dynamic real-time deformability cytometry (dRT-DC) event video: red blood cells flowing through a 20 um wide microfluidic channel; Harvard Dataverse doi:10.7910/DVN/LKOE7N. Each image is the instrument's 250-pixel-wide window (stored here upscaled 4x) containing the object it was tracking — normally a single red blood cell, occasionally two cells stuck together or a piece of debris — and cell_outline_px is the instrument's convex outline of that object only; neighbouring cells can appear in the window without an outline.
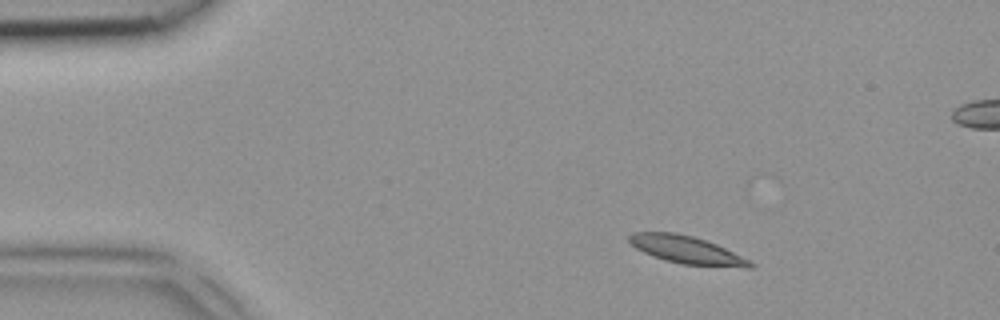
{"species": "common noctule bat (a hibernating species)", "species_latin": "Nyctalus noctula", "temperature_condition": "room temperature", "stored_images_in_passage": 3, "camera_frame_rate_fps": 3000, "um_per_image_px": 0.085, "animal": {"sex": "female", "body_mass_g": 18.4}, "frame": {"image": 1, "passage_image": 1, "time_ms": 0.0, "image_size_px": [1000, 320], "cell_outline_px": [[756, 264], [752, 268], [748, 268], [684, 264], [664, 260], [652, 256], [636, 248], [628, 240], [628, 236], [632, 232], [672, 232], [692, 236], [716, 244]], "centroid_in_image_um": [58.34, 21.24], "position_along_channel_um": 26.7, "area_um2": 19.25}}